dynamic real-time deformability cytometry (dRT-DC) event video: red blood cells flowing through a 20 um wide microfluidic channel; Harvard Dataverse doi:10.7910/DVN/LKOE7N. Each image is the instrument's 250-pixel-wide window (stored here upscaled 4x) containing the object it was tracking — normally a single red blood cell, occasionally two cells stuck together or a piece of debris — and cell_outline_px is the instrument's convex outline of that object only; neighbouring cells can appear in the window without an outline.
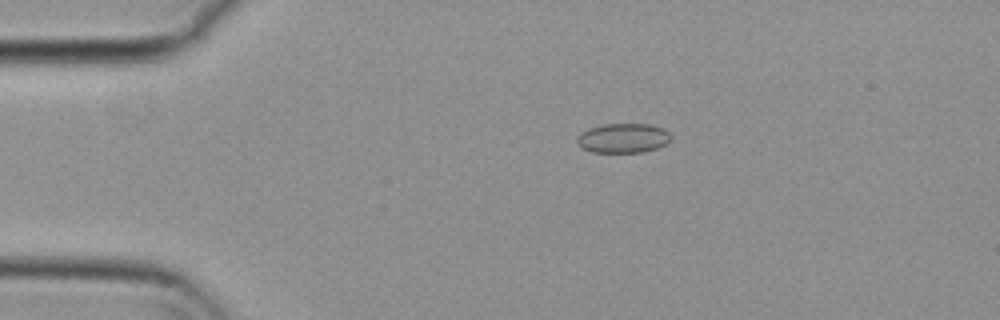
{"species": "common noctule bat (a hibernating species)", "species_latin": "Nyctalus noctula", "temperature_condition": "cold", "stored_images_in_passage": 56, "camera_frame_rate_fps": 3000, "um_per_image_px": 0.085, "animal": {"sex": "female", "body_mass_g": 29.2, "forearm_length_mm": 56.3}, "frame": {"image": 1, "passage_image": 12, "time_ms": 3.667, "image_size_px": [1000, 320], "cell_outline_px": [[672, 140], [668, 144], [644, 152], [592, 152], [580, 148], [576, 144], [576, 140], [580, 132], [588, 128], [600, 124], [648, 124], [664, 128], [672, 136]], "centroid_in_image_um": [52.96, 11.74], "position_along_channel_um": 32.0, "area_um2": 16.53}}
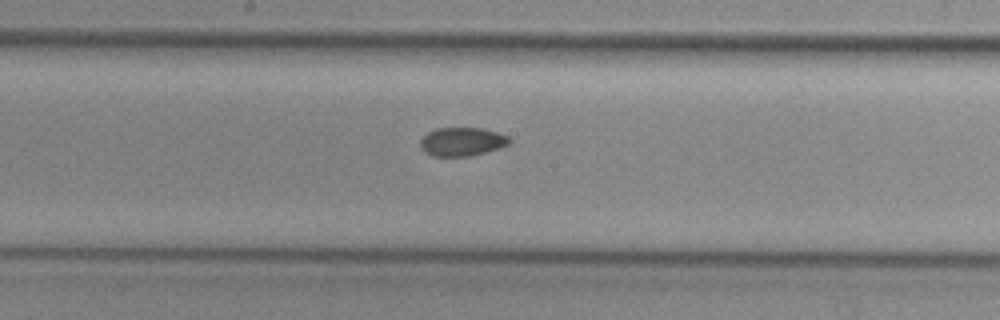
{"frame": {"image": 2, "passage_image": 30, "time_ms": 9.667, "image_size_px": [1000, 320], "cell_outline_px": [[512, 140], [508, 144], [484, 152], [468, 156], [432, 156], [420, 148], [420, 140], [428, 132], [436, 128], [484, 128], [508, 136]], "centroid_in_image_um": [39.24, 12.03], "position_along_channel_um": 209.0, "area_um2": 14.68}}
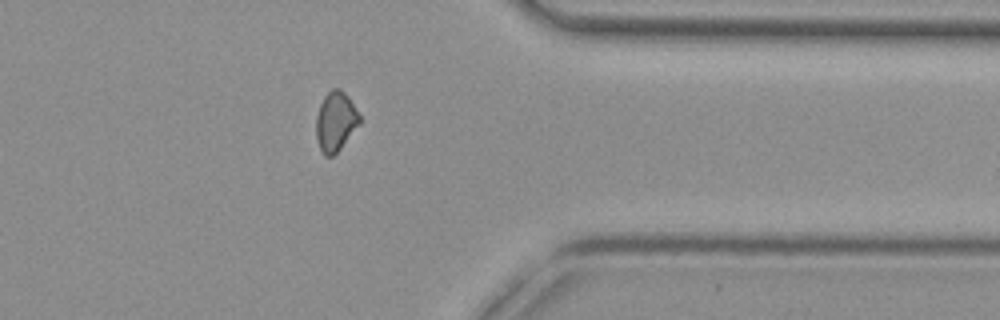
{"frame": {"image": 3, "passage_image": 45, "time_ms": 14.667, "image_size_px": [1000, 320], "cell_outline_px": [[360, 124], [340, 148], [332, 156], [324, 156], [320, 148], [316, 136], [316, 116], [320, 104], [324, 96], [332, 88], [340, 88], [348, 96], [360, 116]], "centroid_in_image_um": [28.52, 10.31], "position_along_channel_um": 382.9, "area_um2": 14.97}, "authors_computed_cell_mechanics": {"area_um2": 15.2014, "velocity_mm_per_s": 3.7309, "shape_relaxation_time_tau1_ms": null, "shape_relaxation_time_tau2_ms": 5.1363, "deformation_change_tau1": null, "deformation_change_tau2": 0.085}}